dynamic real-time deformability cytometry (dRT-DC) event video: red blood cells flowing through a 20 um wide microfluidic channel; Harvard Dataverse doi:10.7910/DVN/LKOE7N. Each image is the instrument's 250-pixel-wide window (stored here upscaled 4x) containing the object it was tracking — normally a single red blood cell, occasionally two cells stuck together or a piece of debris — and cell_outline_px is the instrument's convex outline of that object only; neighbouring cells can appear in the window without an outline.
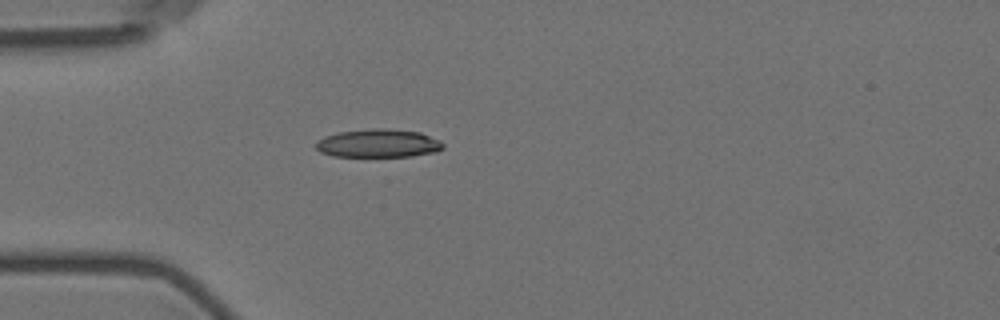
{"species": "Egyptian fruit bat (a non-hibernating species)", "species_latin": "Rousettus aegyptiacus", "temperature_condition": "room temperature", "stored_images_in_passage": 1, "camera_frame_rate_fps": 3000, "um_per_image_px": 0.085, "animal": {"sex": "female"}, "frame": {"image": 1, "passage_image": 1, "time_ms": 0.0, "image_size_px": [1000, 320], "cell_outline_px": [[444, 148], [436, 152], [412, 156], [332, 156], [320, 152], [316, 148], [316, 144], [324, 136], [340, 132], [372, 128], [388, 128], [420, 132], [440, 140], [444, 144]], "centroid_in_image_um": [32.19, 12.18], "position_along_channel_um": 52.8, "area_um2": 20.98}}